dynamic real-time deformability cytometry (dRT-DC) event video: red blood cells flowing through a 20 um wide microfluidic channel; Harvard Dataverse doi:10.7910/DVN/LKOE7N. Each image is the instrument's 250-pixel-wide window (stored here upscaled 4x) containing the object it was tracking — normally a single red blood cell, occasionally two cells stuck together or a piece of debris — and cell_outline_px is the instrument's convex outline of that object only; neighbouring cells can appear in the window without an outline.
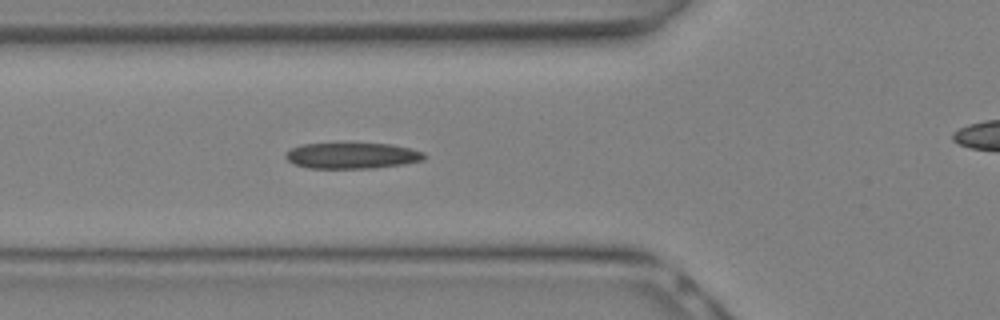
{"species": "Egyptian fruit bat (a non-hibernating species)", "species_latin": "Rousettus aegyptiacus", "temperature_condition": "warm", "stored_images_in_passage": 4, "camera_frame_rate_fps": 3000, "um_per_image_px": 0.085, "animal": {"sex": "female"}, "frame": {"image": 1, "passage_image": 4, "time_ms": 1.0, "image_size_px": [1000, 320], "cell_outline_px": [[428, 156], [424, 160], [404, 164], [376, 168], [308, 168], [296, 164], [288, 160], [284, 156], [284, 152], [300, 144], [392, 144], [424, 152]], "centroid_in_image_um": [29.95, 13.24], "position_along_channel_um": 95.9, "area_um2": 20.92}}